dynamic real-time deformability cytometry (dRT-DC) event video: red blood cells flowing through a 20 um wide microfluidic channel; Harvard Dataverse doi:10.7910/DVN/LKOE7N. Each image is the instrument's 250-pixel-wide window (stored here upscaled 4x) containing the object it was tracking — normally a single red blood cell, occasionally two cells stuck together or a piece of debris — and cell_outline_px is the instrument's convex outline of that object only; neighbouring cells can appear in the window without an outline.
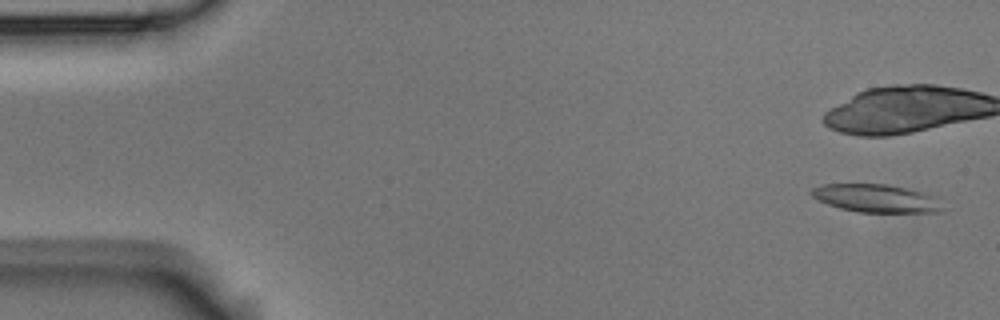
{"species": "Egyptian fruit bat (a non-hibernating species)", "species_latin": "Rousettus aegyptiacus", "temperature_condition": "room temperature", "stored_images_in_passage": 6, "camera_frame_rate_fps": 3000, "um_per_image_px": 0.085, "animal": {"sex": "male"}, "frame": {"image": 1, "passage_image": 1, "time_ms": 0.0, "image_size_px": [1000, 320], "cell_outline_px": [[944, 208], [940, 212], [856, 212], [840, 208], [828, 204], [812, 196], [812, 188], [824, 184], [888, 184], [908, 188], [924, 192], [936, 196]], "centroid_in_image_um": [74.53, 16.85], "position_along_channel_um": 10.5, "area_um2": 21.44}}
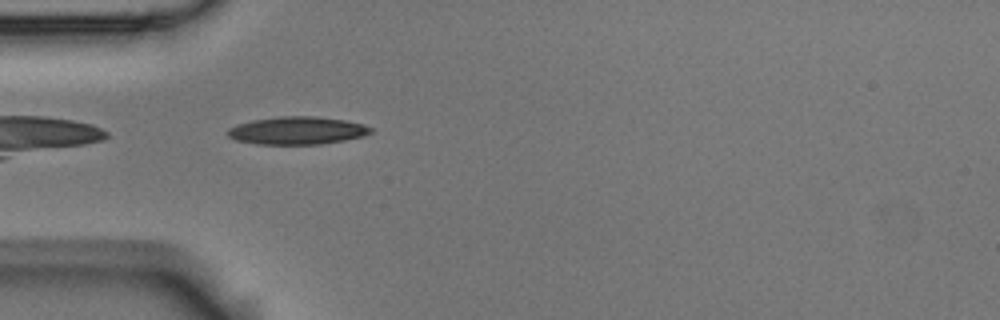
{"frame": {"image": 2, "passage_image": 5, "time_ms": 1.333, "image_size_px": [1000, 320], "cell_outline_px": [[372, 132], [364, 136], [344, 140], [320, 144], [256, 144], [236, 140], [228, 136], [228, 128], [236, 124], [252, 120], [280, 116], [316, 116], [344, 120], [364, 124], [372, 128]], "centroid_in_image_um": [25.26, 11.09], "position_along_channel_um": 59.7, "area_um2": 23.18}}
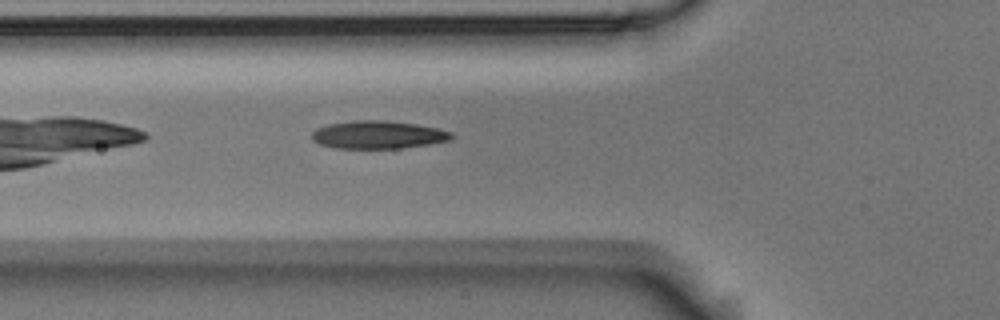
{"frame": {"image": 3, "passage_image": 6, "time_ms": 1.667, "image_size_px": [1000, 320], "cell_outline_px": [[456, 136], [452, 140], [428, 144], [400, 148], [336, 148], [320, 144], [312, 140], [312, 132], [316, 128], [328, 124], [356, 120], [384, 120], [416, 124], [440, 128], [452, 132]], "centroid_in_image_um": [32.18, 11.45], "position_along_channel_um": 93.6, "area_um2": 22.83}}